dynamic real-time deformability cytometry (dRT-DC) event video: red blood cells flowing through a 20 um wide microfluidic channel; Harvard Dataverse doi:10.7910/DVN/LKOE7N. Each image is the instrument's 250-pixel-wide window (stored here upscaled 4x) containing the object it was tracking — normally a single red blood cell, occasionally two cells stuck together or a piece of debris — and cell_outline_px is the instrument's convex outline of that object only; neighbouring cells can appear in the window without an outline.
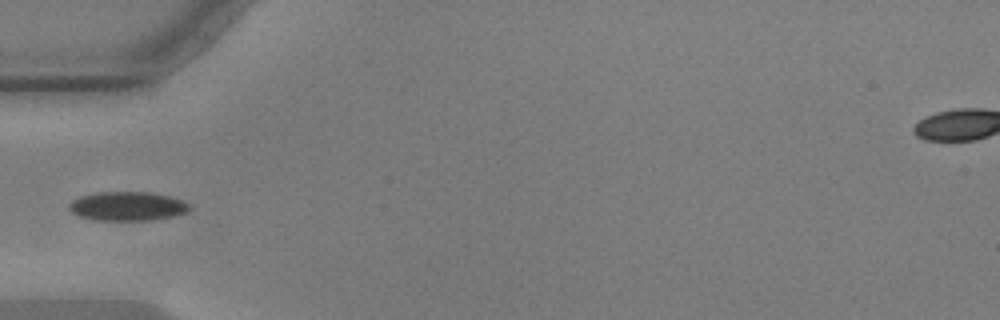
{"species": "common noctule bat (a hibernating species)", "species_latin": "Nyctalus noctula", "temperature_condition": "warm", "stored_images_in_passage": 39, "camera_frame_rate_fps": 3000, "um_per_image_px": 0.085, "animal": {"sex": "male", "body_mass_g": 17.9, "forearm_length_mm": 54.2}, "frame": {"image": 1, "passage_image": 1, "time_ms": 0.0, "image_size_px": [1000, 320], "cell_outline_px": [[188, 208], [184, 212], [172, 216], [152, 220], [96, 220], [80, 216], [72, 212], [68, 208], [68, 204], [72, 200], [80, 196], [96, 192], [148, 192], [168, 196], [180, 200], [188, 204]], "centroid_in_image_um": [10.75, 17.52], "position_along_channel_um": 74.2, "area_um2": 20.06}}
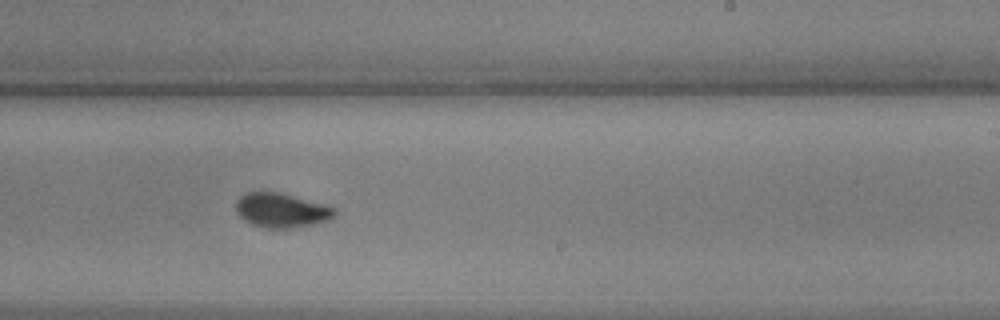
{"frame": {"image": 2, "passage_image": 17, "time_ms": 5.333, "image_size_px": [1000, 320], "cell_outline_px": [[336, 212], [332, 220], [292, 228], [264, 228], [252, 224], [244, 220], [236, 212], [236, 200], [240, 196], [248, 192], [280, 192], [324, 204], [336, 208]], "centroid_in_image_um": [23.93, 17.88], "position_along_channel_um": 265.1, "area_um2": 19.88}}
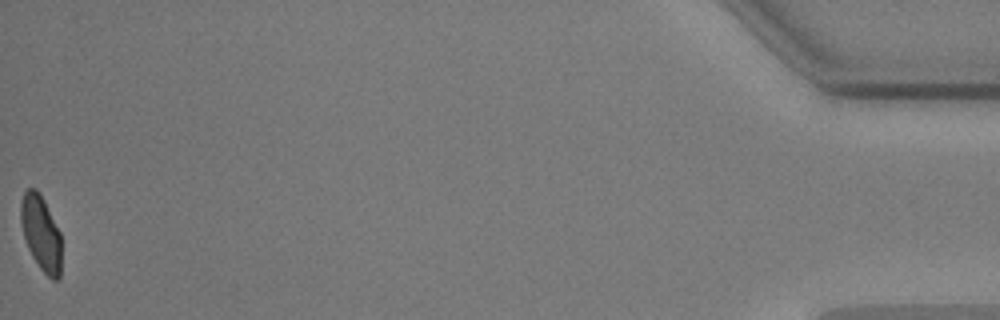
{"frame": {"image": 3, "passage_image": 39, "time_ms": 12.667, "image_size_px": [1000, 320], "cell_outline_px": [[60, 276], [56, 280], [52, 280], [40, 268], [32, 256], [28, 248], [20, 224], [20, 200], [24, 192], [28, 188], [36, 188], [40, 192], [60, 232]], "centroid_in_image_um": [3.46, 19.77], "position_along_channel_um": 431.7, "area_um2": 17.8}}